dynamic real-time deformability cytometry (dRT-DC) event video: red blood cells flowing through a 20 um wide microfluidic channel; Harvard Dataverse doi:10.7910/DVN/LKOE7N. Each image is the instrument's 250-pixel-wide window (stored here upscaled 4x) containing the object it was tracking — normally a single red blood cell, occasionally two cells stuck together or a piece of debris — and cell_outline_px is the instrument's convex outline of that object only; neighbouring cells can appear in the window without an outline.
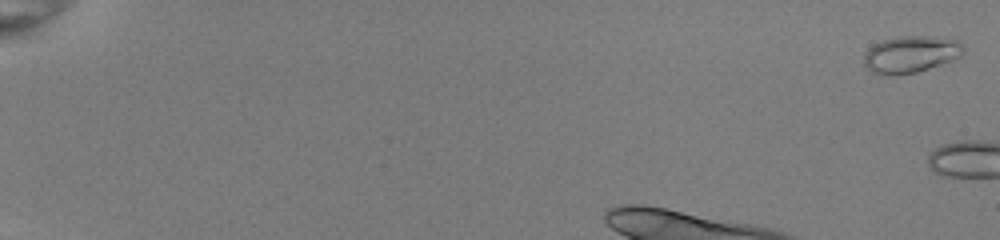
{"species": "common noctule bat (a hibernating species)", "species_latin": "Nyctalus noctula", "temperature_condition": "room temperature", "stored_images_in_passage": 5, "camera_frame_rate_fps": 3000, "um_per_image_px": 0.085, "animal": {"sex": "female", "body_mass_g": 22.0, "forearm_length_mm": 56.7}, "frame": {"image": 1, "passage_image": 2, "time_ms": 0.333, "image_size_px": [1000, 240], "cell_outline_px": [[964, 52], [960, 56], [952, 60], [916, 72], [896, 76], [880, 76], [872, 72], [864, 64], [864, 52], [872, 44], [880, 40], [896, 36], [932, 36], [956, 40], [964, 44]], "centroid_in_image_um": [77.36, 4.61], "position_along_channel_um": 7.6, "area_um2": 21.79}}